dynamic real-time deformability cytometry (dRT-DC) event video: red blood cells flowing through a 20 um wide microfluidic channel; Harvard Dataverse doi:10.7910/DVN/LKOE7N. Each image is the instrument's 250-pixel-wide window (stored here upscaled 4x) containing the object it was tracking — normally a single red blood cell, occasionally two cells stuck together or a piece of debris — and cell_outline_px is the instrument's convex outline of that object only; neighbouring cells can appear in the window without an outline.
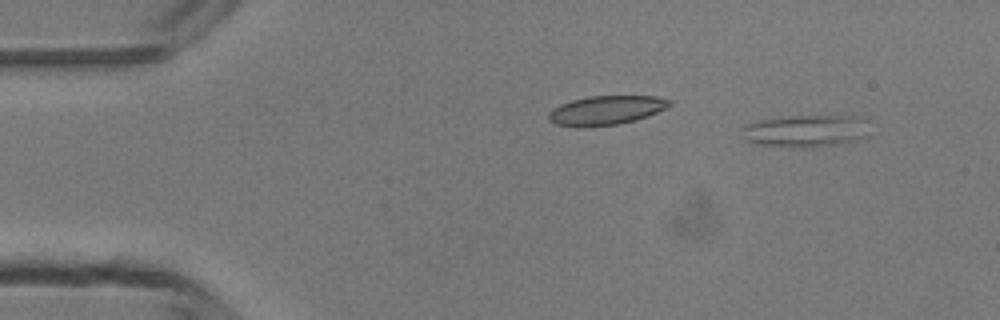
{"species": "common noctule bat (a hibernating species)", "species_latin": "Nyctalus noctula", "temperature_condition": "room temperature", "stored_images_in_passage": 5, "camera_frame_rate_fps": 3000, "um_per_image_px": 0.085, "animal": {"sex": "male", "body_mass_g": 13.3}, "frame": {"image": 1, "passage_image": 1, "time_ms": 0.0, "image_size_px": [1000, 320], "cell_outline_px": [[868, 136], [860, 140], [836, 144], [804, 148], [800, 148], [756, 144], [744, 140], [740, 128], [744, 124], [760, 120], [792, 116], [860, 116], [864, 120]], "centroid_in_image_um": [68.44, 11.14], "position_along_channel_um": 16.6, "area_um2": 24.1}}
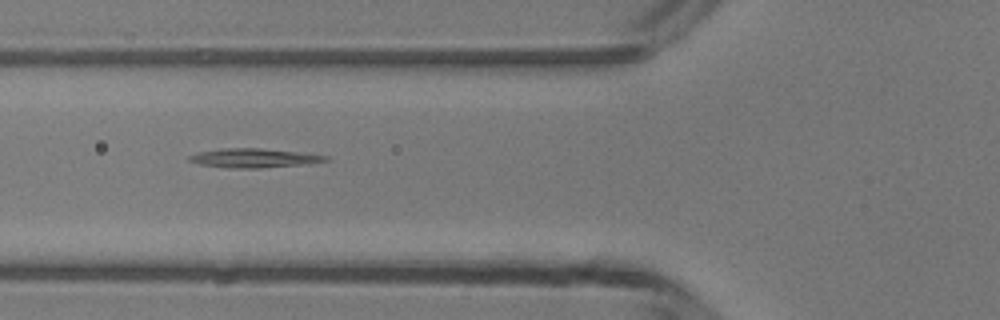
{"frame": {"image": 2, "passage_image": 5, "time_ms": 4.333, "image_size_px": [1000, 320], "cell_outline_px": [[332, 160], [308, 164], [260, 168], [228, 168], [200, 164], [188, 160], [188, 156], [196, 152], [220, 148], [260, 148], [296, 152], [328, 156]], "centroid_in_image_um": [21.57, 13.43], "position_along_channel_um": 104.2, "area_um2": 15.26}}